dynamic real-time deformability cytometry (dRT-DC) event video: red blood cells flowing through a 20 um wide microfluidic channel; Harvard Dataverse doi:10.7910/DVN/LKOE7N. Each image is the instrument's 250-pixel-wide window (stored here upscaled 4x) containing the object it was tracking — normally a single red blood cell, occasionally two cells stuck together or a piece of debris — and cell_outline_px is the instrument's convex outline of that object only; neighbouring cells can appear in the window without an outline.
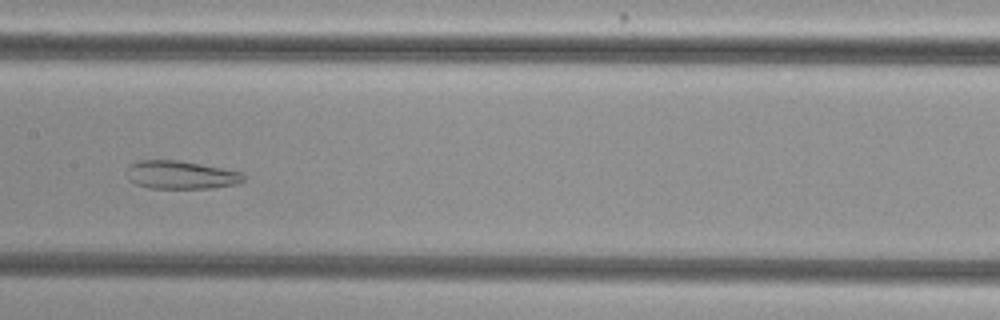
{"species": "common noctule bat (a hibernating species)", "species_latin": "Nyctalus noctula", "temperature_condition": "cold", "stored_images_in_passage": 48, "camera_frame_rate_fps": 3000, "um_per_image_px": 0.085, "animal": {"sex": "female", "body_mass_g": 29.2, "forearm_length_mm": 56.3}, "frame": {"image": 1, "passage_image": 22, "time_ms": 7.0, "image_size_px": [1000, 320], "cell_outline_px": [[244, 180], [236, 184], [212, 188], [148, 188], [136, 184], [128, 180], [128, 168], [132, 164], [140, 160], [180, 160], [244, 172]], "centroid_in_image_um": [15.4, 14.87], "position_along_channel_um": 192.0, "area_um2": 19.19}}
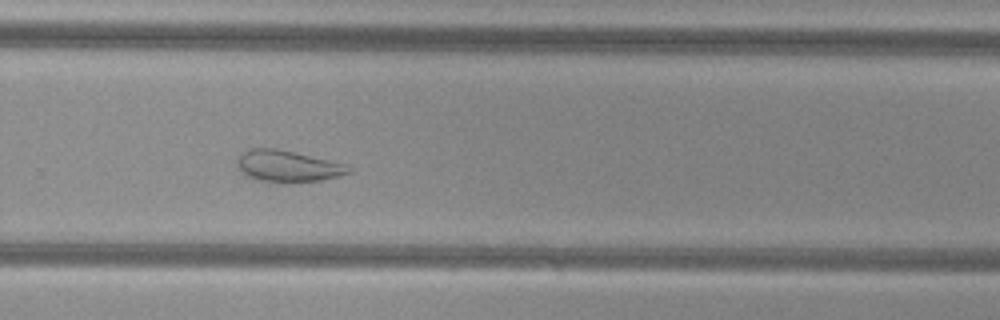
{"frame": {"image": 2, "passage_image": 31, "time_ms": 10.0, "image_size_px": [1000, 320], "cell_outline_px": [[352, 172], [320, 180], [284, 184], [264, 184], [240, 172], [236, 164], [236, 156], [240, 152], [248, 148], [276, 148], [344, 164], [352, 168]], "centroid_in_image_um": [24.33, 14.15], "position_along_channel_um": 305.5, "area_um2": 21.04}}
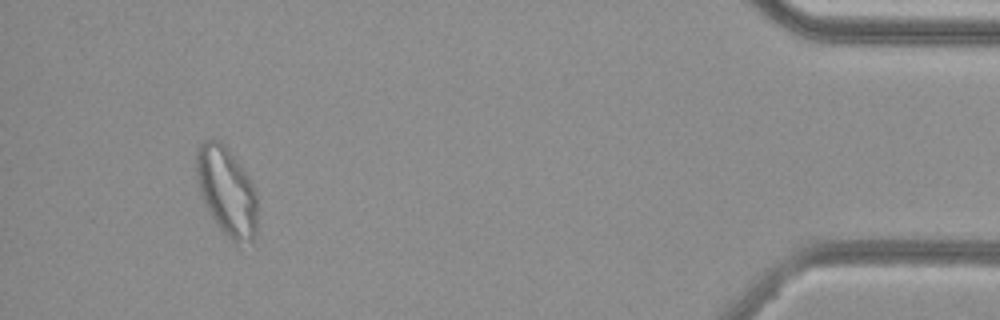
{"frame": {"image": 3, "passage_image": 45, "time_ms": 14.667, "image_size_px": [1000, 320], "cell_outline_px": [[256, 236], [252, 240], [236, 244], [232, 244], [216, 224], [208, 212], [200, 192], [196, 172], [196, 152], [200, 144], [204, 140], [220, 140], [224, 144], [248, 176], [256, 192]], "centroid_in_image_um": [19.26, 16.29], "position_along_channel_um": 415.9, "area_um2": 31.44}, "authors_computed_cell_mechanics": {"area_um2": 28.0619, "velocity_mm_per_s": 3.7811, "shape_relaxation_time_tau1_ms": null, "shape_relaxation_time_tau2_ms": 2.2089, "deformation_change_tau1": null, "deformation_change_tau2": 0.0956}}